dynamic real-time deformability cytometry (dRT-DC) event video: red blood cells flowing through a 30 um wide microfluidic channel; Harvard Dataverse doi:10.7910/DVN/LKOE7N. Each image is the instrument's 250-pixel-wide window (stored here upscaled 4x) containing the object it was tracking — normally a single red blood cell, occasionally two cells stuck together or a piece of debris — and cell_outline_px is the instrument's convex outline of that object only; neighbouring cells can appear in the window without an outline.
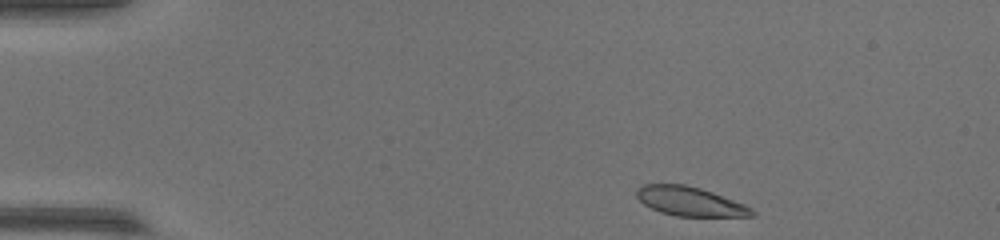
{"species": "common noctule bat (a hibernating species)", "species_latin": "Nyctalus noctula", "temperature_condition": "warm", "stored_images_in_passage": 46, "camera_frame_rate_fps": 3000, "um_per_image_px": 0.085, "animal": {"sex": "female", "body_mass_g": 17.0, "forearm_length_mm": 48.0}, "frame": {"image": 1, "passage_image": 1, "time_ms": 0.0, "image_size_px": [1000, 240], "cell_outline_px": [[756, 216], [676, 216], [660, 212], [644, 204], [636, 196], [636, 188], [644, 184], [684, 184], [700, 188], [712, 192], [744, 204], [752, 208], [756, 212]], "centroid_in_image_um": [58.64, 17.12], "position_along_channel_um": 26.4, "area_um2": 19.54}}
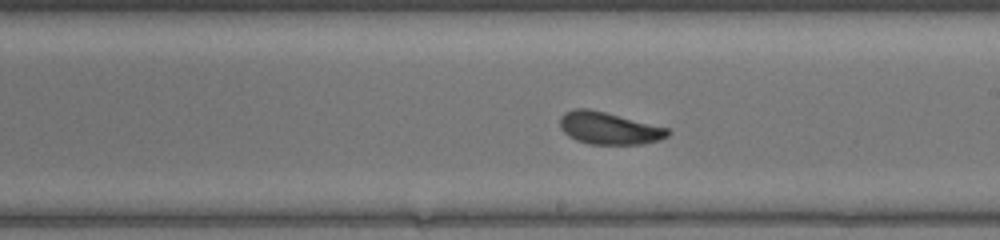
{"frame": {"image": 2, "passage_image": 24, "time_ms": 7.667, "image_size_px": [1000, 240], "cell_outline_px": [[672, 132], [668, 136], [660, 140], [640, 144], [588, 144], [576, 140], [568, 136], [560, 128], [560, 116], [564, 112], [576, 108], [588, 108], [668, 128]], "centroid_in_image_um": [51.74, 10.9], "position_along_channel_um": 237.3, "area_um2": 20.23}}
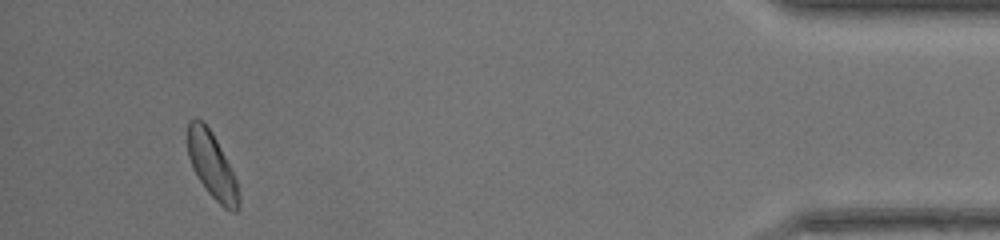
{"frame": {"image": 3, "passage_image": 43, "time_ms": 14.0, "image_size_px": [1000, 240], "cell_outline_px": [[240, 208], [236, 212], [232, 212], [224, 208], [208, 192], [192, 168], [188, 156], [188, 120], [200, 120], [212, 132], [236, 180], [240, 196]], "centroid_in_image_um": [18.03, 14.12], "position_along_channel_um": 417.2, "area_um2": 19.13}}